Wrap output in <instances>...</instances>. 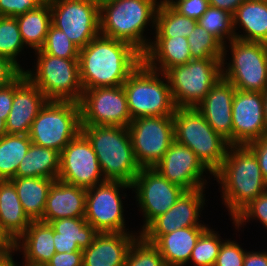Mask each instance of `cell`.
<instances>
[{"label": "cell", "instance_id": "obj_1", "mask_svg": "<svg viewBox=\"0 0 267 266\" xmlns=\"http://www.w3.org/2000/svg\"><path fill=\"white\" fill-rule=\"evenodd\" d=\"M142 62V53L131 44L99 35L79 49L83 91L121 86Z\"/></svg>", "mask_w": 267, "mask_h": 266}, {"label": "cell", "instance_id": "obj_2", "mask_svg": "<svg viewBox=\"0 0 267 266\" xmlns=\"http://www.w3.org/2000/svg\"><path fill=\"white\" fill-rule=\"evenodd\" d=\"M221 200L233 219L244 207L267 191L255 153L247 145H230L221 167L213 174Z\"/></svg>", "mask_w": 267, "mask_h": 266}, {"label": "cell", "instance_id": "obj_3", "mask_svg": "<svg viewBox=\"0 0 267 266\" xmlns=\"http://www.w3.org/2000/svg\"><path fill=\"white\" fill-rule=\"evenodd\" d=\"M157 8L154 0L107 2L99 7L100 35L127 42L143 54L152 40L144 33L155 31Z\"/></svg>", "mask_w": 267, "mask_h": 266}, {"label": "cell", "instance_id": "obj_4", "mask_svg": "<svg viewBox=\"0 0 267 266\" xmlns=\"http://www.w3.org/2000/svg\"><path fill=\"white\" fill-rule=\"evenodd\" d=\"M97 155L103 176L132 184L141 167L135 160L127 127L81 125Z\"/></svg>", "mask_w": 267, "mask_h": 266}, {"label": "cell", "instance_id": "obj_5", "mask_svg": "<svg viewBox=\"0 0 267 266\" xmlns=\"http://www.w3.org/2000/svg\"><path fill=\"white\" fill-rule=\"evenodd\" d=\"M174 140L190 148L214 174L222 165L230 144L207 123L197 108H176Z\"/></svg>", "mask_w": 267, "mask_h": 266}, {"label": "cell", "instance_id": "obj_6", "mask_svg": "<svg viewBox=\"0 0 267 266\" xmlns=\"http://www.w3.org/2000/svg\"><path fill=\"white\" fill-rule=\"evenodd\" d=\"M132 120L150 116H173L176 106L164 73L143 62L123 84Z\"/></svg>", "mask_w": 267, "mask_h": 266}, {"label": "cell", "instance_id": "obj_7", "mask_svg": "<svg viewBox=\"0 0 267 266\" xmlns=\"http://www.w3.org/2000/svg\"><path fill=\"white\" fill-rule=\"evenodd\" d=\"M34 68L23 73L46 96L48 101L79 103L83 88L80 81L79 59H66L34 51Z\"/></svg>", "mask_w": 267, "mask_h": 266}, {"label": "cell", "instance_id": "obj_8", "mask_svg": "<svg viewBox=\"0 0 267 266\" xmlns=\"http://www.w3.org/2000/svg\"><path fill=\"white\" fill-rule=\"evenodd\" d=\"M221 69L237 90L262 93L267 87V44L234 38L223 46Z\"/></svg>", "mask_w": 267, "mask_h": 266}, {"label": "cell", "instance_id": "obj_9", "mask_svg": "<svg viewBox=\"0 0 267 266\" xmlns=\"http://www.w3.org/2000/svg\"><path fill=\"white\" fill-rule=\"evenodd\" d=\"M80 132L79 103L47 101L32 122L29 137L33 144L61 152Z\"/></svg>", "mask_w": 267, "mask_h": 266}, {"label": "cell", "instance_id": "obj_10", "mask_svg": "<svg viewBox=\"0 0 267 266\" xmlns=\"http://www.w3.org/2000/svg\"><path fill=\"white\" fill-rule=\"evenodd\" d=\"M222 58L192 59L166 75L176 108L196 107L222 76Z\"/></svg>", "mask_w": 267, "mask_h": 266}, {"label": "cell", "instance_id": "obj_11", "mask_svg": "<svg viewBox=\"0 0 267 266\" xmlns=\"http://www.w3.org/2000/svg\"><path fill=\"white\" fill-rule=\"evenodd\" d=\"M125 189L131 190L132 185L110 180L87 189L84 219L98 233L136 232L126 228Z\"/></svg>", "mask_w": 267, "mask_h": 266}, {"label": "cell", "instance_id": "obj_12", "mask_svg": "<svg viewBox=\"0 0 267 266\" xmlns=\"http://www.w3.org/2000/svg\"><path fill=\"white\" fill-rule=\"evenodd\" d=\"M127 128L135 160L141 168H153L174 141L173 116L136 118Z\"/></svg>", "mask_w": 267, "mask_h": 266}, {"label": "cell", "instance_id": "obj_13", "mask_svg": "<svg viewBox=\"0 0 267 266\" xmlns=\"http://www.w3.org/2000/svg\"><path fill=\"white\" fill-rule=\"evenodd\" d=\"M131 185L135 203L143 217L139 233L155 218L167 212L186 191L154 168H141Z\"/></svg>", "mask_w": 267, "mask_h": 266}, {"label": "cell", "instance_id": "obj_14", "mask_svg": "<svg viewBox=\"0 0 267 266\" xmlns=\"http://www.w3.org/2000/svg\"><path fill=\"white\" fill-rule=\"evenodd\" d=\"M51 24L79 48L100 35L99 6L92 0H50Z\"/></svg>", "mask_w": 267, "mask_h": 266}, {"label": "cell", "instance_id": "obj_15", "mask_svg": "<svg viewBox=\"0 0 267 266\" xmlns=\"http://www.w3.org/2000/svg\"><path fill=\"white\" fill-rule=\"evenodd\" d=\"M81 125L128 127L132 121L123 85L83 91Z\"/></svg>", "mask_w": 267, "mask_h": 266}, {"label": "cell", "instance_id": "obj_16", "mask_svg": "<svg viewBox=\"0 0 267 266\" xmlns=\"http://www.w3.org/2000/svg\"><path fill=\"white\" fill-rule=\"evenodd\" d=\"M57 180L85 189L107 181L90 141L82 132L60 152Z\"/></svg>", "mask_w": 267, "mask_h": 266}, {"label": "cell", "instance_id": "obj_17", "mask_svg": "<svg viewBox=\"0 0 267 266\" xmlns=\"http://www.w3.org/2000/svg\"><path fill=\"white\" fill-rule=\"evenodd\" d=\"M153 168L186 191L206 188L207 180L213 176L190 148L175 140ZM206 174L210 175L206 177Z\"/></svg>", "mask_w": 267, "mask_h": 266}, {"label": "cell", "instance_id": "obj_18", "mask_svg": "<svg viewBox=\"0 0 267 266\" xmlns=\"http://www.w3.org/2000/svg\"><path fill=\"white\" fill-rule=\"evenodd\" d=\"M205 189L207 188L185 191L167 212L155 218L140 235L169 234L185 227H209L200 220L208 201Z\"/></svg>", "mask_w": 267, "mask_h": 266}, {"label": "cell", "instance_id": "obj_19", "mask_svg": "<svg viewBox=\"0 0 267 266\" xmlns=\"http://www.w3.org/2000/svg\"><path fill=\"white\" fill-rule=\"evenodd\" d=\"M261 92L235 91L232 103L233 145H248L266 135Z\"/></svg>", "mask_w": 267, "mask_h": 266}, {"label": "cell", "instance_id": "obj_20", "mask_svg": "<svg viewBox=\"0 0 267 266\" xmlns=\"http://www.w3.org/2000/svg\"><path fill=\"white\" fill-rule=\"evenodd\" d=\"M47 101L43 92L22 73L14 80V98L6 121L7 134L29 135L32 122Z\"/></svg>", "mask_w": 267, "mask_h": 266}, {"label": "cell", "instance_id": "obj_21", "mask_svg": "<svg viewBox=\"0 0 267 266\" xmlns=\"http://www.w3.org/2000/svg\"><path fill=\"white\" fill-rule=\"evenodd\" d=\"M236 88L222 76L196 106L214 131L233 145L232 103Z\"/></svg>", "mask_w": 267, "mask_h": 266}, {"label": "cell", "instance_id": "obj_22", "mask_svg": "<svg viewBox=\"0 0 267 266\" xmlns=\"http://www.w3.org/2000/svg\"><path fill=\"white\" fill-rule=\"evenodd\" d=\"M137 232L98 233L92 244L83 249L82 266H125L130 246Z\"/></svg>", "mask_w": 267, "mask_h": 266}, {"label": "cell", "instance_id": "obj_23", "mask_svg": "<svg viewBox=\"0 0 267 266\" xmlns=\"http://www.w3.org/2000/svg\"><path fill=\"white\" fill-rule=\"evenodd\" d=\"M208 227H185L169 234L141 235L160 252L166 266H187L200 235Z\"/></svg>", "mask_w": 267, "mask_h": 266}, {"label": "cell", "instance_id": "obj_24", "mask_svg": "<svg viewBox=\"0 0 267 266\" xmlns=\"http://www.w3.org/2000/svg\"><path fill=\"white\" fill-rule=\"evenodd\" d=\"M87 189L55 180L52 184L43 217L50 223L63 218H84Z\"/></svg>", "mask_w": 267, "mask_h": 266}, {"label": "cell", "instance_id": "obj_25", "mask_svg": "<svg viewBox=\"0 0 267 266\" xmlns=\"http://www.w3.org/2000/svg\"><path fill=\"white\" fill-rule=\"evenodd\" d=\"M21 252L26 264L46 266L56 253L53 227L50 223L32 221L27 230L15 241V254Z\"/></svg>", "mask_w": 267, "mask_h": 266}, {"label": "cell", "instance_id": "obj_26", "mask_svg": "<svg viewBox=\"0 0 267 266\" xmlns=\"http://www.w3.org/2000/svg\"><path fill=\"white\" fill-rule=\"evenodd\" d=\"M142 57L147 67L161 73L192 60L187 37L182 36L152 38Z\"/></svg>", "mask_w": 267, "mask_h": 266}, {"label": "cell", "instance_id": "obj_27", "mask_svg": "<svg viewBox=\"0 0 267 266\" xmlns=\"http://www.w3.org/2000/svg\"><path fill=\"white\" fill-rule=\"evenodd\" d=\"M232 18L235 38L267 44V5L263 0H245Z\"/></svg>", "mask_w": 267, "mask_h": 266}, {"label": "cell", "instance_id": "obj_28", "mask_svg": "<svg viewBox=\"0 0 267 266\" xmlns=\"http://www.w3.org/2000/svg\"><path fill=\"white\" fill-rule=\"evenodd\" d=\"M57 253L88 248L98 232L84 218H63L50 222Z\"/></svg>", "mask_w": 267, "mask_h": 266}, {"label": "cell", "instance_id": "obj_29", "mask_svg": "<svg viewBox=\"0 0 267 266\" xmlns=\"http://www.w3.org/2000/svg\"><path fill=\"white\" fill-rule=\"evenodd\" d=\"M32 220L26 215L10 180H0V223L7 234L16 241Z\"/></svg>", "mask_w": 267, "mask_h": 266}, {"label": "cell", "instance_id": "obj_30", "mask_svg": "<svg viewBox=\"0 0 267 266\" xmlns=\"http://www.w3.org/2000/svg\"><path fill=\"white\" fill-rule=\"evenodd\" d=\"M26 215L32 221L41 220L49 190L54 179L43 177H16L10 179Z\"/></svg>", "mask_w": 267, "mask_h": 266}, {"label": "cell", "instance_id": "obj_31", "mask_svg": "<svg viewBox=\"0 0 267 266\" xmlns=\"http://www.w3.org/2000/svg\"><path fill=\"white\" fill-rule=\"evenodd\" d=\"M60 167V152L31 143L21 160L16 177H43L57 180Z\"/></svg>", "mask_w": 267, "mask_h": 266}, {"label": "cell", "instance_id": "obj_32", "mask_svg": "<svg viewBox=\"0 0 267 266\" xmlns=\"http://www.w3.org/2000/svg\"><path fill=\"white\" fill-rule=\"evenodd\" d=\"M20 34L27 49L40 50L51 25L50 3L16 16Z\"/></svg>", "mask_w": 267, "mask_h": 266}, {"label": "cell", "instance_id": "obj_33", "mask_svg": "<svg viewBox=\"0 0 267 266\" xmlns=\"http://www.w3.org/2000/svg\"><path fill=\"white\" fill-rule=\"evenodd\" d=\"M31 140L26 134H5L0 138V180L16 178V171Z\"/></svg>", "mask_w": 267, "mask_h": 266}, {"label": "cell", "instance_id": "obj_34", "mask_svg": "<svg viewBox=\"0 0 267 266\" xmlns=\"http://www.w3.org/2000/svg\"><path fill=\"white\" fill-rule=\"evenodd\" d=\"M197 20L176 12L170 5L160 6L156 11L155 31L152 37H188Z\"/></svg>", "mask_w": 267, "mask_h": 266}, {"label": "cell", "instance_id": "obj_35", "mask_svg": "<svg viewBox=\"0 0 267 266\" xmlns=\"http://www.w3.org/2000/svg\"><path fill=\"white\" fill-rule=\"evenodd\" d=\"M25 48L16 17L0 16V56L10 59L24 71L26 68L18 57L22 51L25 53Z\"/></svg>", "mask_w": 267, "mask_h": 266}, {"label": "cell", "instance_id": "obj_36", "mask_svg": "<svg viewBox=\"0 0 267 266\" xmlns=\"http://www.w3.org/2000/svg\"><path fill=\"white\" fill-rule=\"evenodd\" d=\"M197 23L223 46L235 38L232 14L228 11L209 6Z\"/></svg>", "mask_w": 267, "mask_h": 266}, {"label": "cell", "instance_id": "obj_37", "mask_svg": "<svg viewBox=\"0 0 267 266\" xmlns=\"http://www.w3.org/2000/svg\"><path fill=\"white\" fill-rule=\"evenodd\" d=\"M223 241L218 231L208 227L197 240L189 263L193 266H214Z\"/></svg>", "mask_w": 267, "mask_h": 266}, {"label": "cell", "instance_id": "obj_38", "mask_svg": "<svg viewBox=\"0 0 267 266\" xmlns=\"http://www.w3.org/2000/svg\"><path fill=\"white\" fill-rule=\"evenodd\" d=\"M187 40L192 59L223 58V45L198 23Z\"/></svg>", "mask_w": 267, "mask_h": 266}, {"label": "cell", "instance_id": "obj_39", "mask_svg": "<svg viewBox=\"0 0 267 266\" xmlns=\"http://www.w3.org/2000/svg\"><path fill=\"white\" fill-rule=\"evenodd\" d=\"M125 266H166L157 248L139 235L129 248Z\"/></svg>", "mask_w": 267, "mask_h": 266}, {"label": "cell", "instance_id": "obj_40", "mask_svg": "<svg viewBox=\"0 0 267 266\" xmlns=\"http://www.w3.org/2000/svg\"><path fill=\"white\" fill-rule=\"evenodd\" d=\"M43 53L66 59H79V48L66 36V34L49 26L45 43L40 49Z\"/></svg>", "mask_w": 267, "mask_h": 266}, {"label": "cell", "instance_id": "obj_41", "mask_svg": "<svg viewBox=\"0 0 267 266\" xmlns=\"http://www.w3.org/2000/svg\"><path fill=\"white\" fill-rule=\"evenodd\" d=\"M260 222L263 228L267 230V191L259 195L255 200L251 201L244 207L231 221L234 228L239 231L250 221Z\"/></svg>", "mask_w": 267, "mask_h": 266}, {"label": "cell", "instance_id": "obj_42", "mask_svg": "<svg viewBox=\"0 0 267 266\" xmlns=\"http://www.w3.org/2000/svg\"><path fill=\"white\" fill-rule=\"evenodd\" d=\"M246 251L237 241L225 238L214 266H243Z\"/></svg>", "mask_w": 267, "mask_h": 266}, {"label": "cell", "instance_id": "obj_43", "mask_svg": "<svg viewBox=\"0 0 267 266\" xmlns=\"http://www.w3.org/2000/svg\"><path fill=\"white\" fill-rule=\"evenodd\" d=\"M49 3L50 0H0V16L16 17Z\"/></svg>", "mask_w": 267, "mask_h": 266}, {"label": "cell", "instance_id": "obj_44", "mask_svg": "<svg viewBox=\"0 0 267 266\" xmlns=\"http://www.w3.org/2000/svg\"><path fill=\"white\" fill-rule=\"evenodd\" d=\"M170 6L179 14L198 20L210 4L209 0H175Z\"/></svg>", "mask_w": 267, "mask_h": 266}, {"label": "cell", "instance_id": "obj_45", "mask_svg": "<svg viewBox=\"0 0 267 266\" xmlns=\"http://www.w3.org/2000/svg\"><path fill=\"white\" fill-rule=\"evenodd\" d=\"M23 71L10 59L0 56V87L16 80Z\"/></svg>", "mask_w": 267, "mask_h": 266}, {"label": "cell", "instance_id": "obj_46", "mask_svg": "<svg viewBox=\"0 0 267 266\" xmlns=\"http://www.w3.org/2000/svg\"><path fill=\"white\" fill-rule=\"evenodd\" d=\"M83 251L55 253L46 266H82Z\"/></svg>", "mask_w": 267, "mask_h": 266}, {"label": "cell", "instance_id": "obj_47", "mask_svg": "<svg viewBox=\"0 0 267 266\" xmlns=\"http://www.w3.org/2000/svg\"><path fill=\"white\" fill-rule=\"evenodd\" d=\"M247 146L255 153L262 175L267 182V134Z\"/></svg>", "mask_w": 267, "mask_h": 266}, {"label": "cell", "instance_id": "obj_48", "mask_svg": "<svg viewBox=\"0 0 267 266\" xmlns=\"http://www.w3.org/2000/svg\"><path fill=\"white\" fill-rule=\"evenodd\" d=\"M14 98V81L0 87V117L7 121Z\"/></svg>", "mask_w": 267, "mask_h": 266}, {"label": "cell", "instance_id": "obj_49", "mask_svg": "<svg viewBox=\"0 0 267 266\" xmlns=\"http://www.w3.org/2000/svg\"><path fill=\"white\" fill-rule=\"evenodd\" d=\"M243 266H267V251H246Z\"/></svg>", "mask_w": 267, "mask_h": 266}, {"label": "cell", "instance_id": "obj_50", "mask_svg": "<svg viewBox=\"0 0 267 266\" xmlns=\"http://www.w3.org/2000/svg\"><path fill=\"white\" fill-rule=\"evenodd\" d=\"M15 253V241L7 234L0 223V255Z\"/></svg>", "mask_w": 267, "mask_h": 266}, {"label": "cell", "instance_id": "obj_51", "mask_svg": "<svg viewBox=\"0 0 267 266\" xmlns=\"http://www.w3.org/2000/svg\"><path fill=\"white\" fill-rule=\"evenodd\" d=\"M245 0H209L210 6L228 11L230 14H234L236 9L244 2Z\"/></svg>", "mask_w": 267, "mask_h": 266}, {"label": "cell", "instance_id": "obj_52", "mask_svg": "<svg viewBox=\"0 0 267 266\" xmlns=\"http://www.w3.org/2000/svg\"><path fill=\"white\" fill-rule=\"evenodd\" d=\"M13 254L0 255V266H20L18 262L14 260Z\"/></svg>", "mask_w": 267, "mask_h": 266}, {"label": "cell", "instance_id": "obj_53", "mask_svg": "<svg viewBox=\"0 0 267 266\" xmlns=\"http://www.w3.org/2000/svg\"><path fill=\"white\" fill-rule=\"evenodd\" d=\"M264 97V108H263V114H264V126H265V133L267 134V87L262 92Z\"/></svg>", "mask_w": 267, "mask_h": 266}, {"label": "cell", "instance_id": "obj_54", "mask_svg": "<svg viewBox=\"0 0 267 266\" xmlns=\"http://www.w3.org/2000/svg\"><path fill=\"white\" fill-rule=\"evenodd\" d=\"M6 133V121L0 117V138Z\"/></svg>", "mask_w": 267, "mask_h": 266}, {"label": "cell", "instance_id": "obj_55", "mask_svg": "<svg viewBox=\"0 0 267 266\" xmlns=\"http://www.w3.org/2000/svg\"><path fill=\"white\" fill-rule=\"evenodd\" d=\"M158 7L171 5L175 0H154Z\"/></svg>", "mask_w": 267, "mask_h": 266}, {"label": "cell", "instance_id": "obj_56", "mask_svg": "<svg viewBox=\"0 0 267 266\" xmlns=\"http://www.w3.org/2000/svg\"><path fill=\"white\" fill-rule=\"evenodd\" d=\"M97 6H101L107 2L113 1V0H92Z\"/></svg>", "mask_w": 267, "mask_h": 266}, {"label": "cell", "instance_id": "obj_57", "mask_svg": "<svg viewBox=\"0 0 267 266\" xmlns=\"http://www.w3.org/2000/svg\"><path fill=\"white\" fill-rule=\"evenodd\" d=\"M20 266H36V265H30V264H26V263L22 262V265L20 264Z\"/></svg>", "mask_w": 267, "mask_h": 266}]
</instances>
